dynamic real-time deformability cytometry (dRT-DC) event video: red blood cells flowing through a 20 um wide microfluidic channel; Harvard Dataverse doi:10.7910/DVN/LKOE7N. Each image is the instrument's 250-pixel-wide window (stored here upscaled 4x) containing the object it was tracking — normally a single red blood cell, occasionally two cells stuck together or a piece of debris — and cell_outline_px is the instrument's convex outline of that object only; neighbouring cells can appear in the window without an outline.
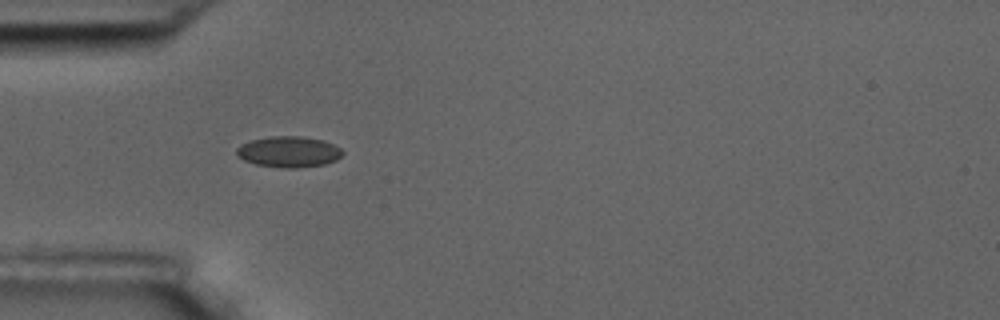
{"species": "common noctule bat (a hibernating species)", "species_latin": "Nyctalus noctula", "temperature_condition": "room temperature", "stored_images_in_passage": 2, "camera_frame_rate_fps": 3000, "um_per_image_px": 0.085, "animal": {"sex": "male", "body_mass_g": 17.5, "forearm_length_mm": 52.3}, "frame": {"image": 1, "passage_image": 1, "time_ms": 0.0, "image_size_px": [1000, 320], "cell_outline_px": [[344, 152], [336, 160], [324, 164], [296, 168], [284, 168], [256, 164], [244, 160], [236, 156], [236, 148], [240, 144], [252, 140], [268, 136], [300, 136], [324, 140], [340, 148]], "centroid_in_image_um": [24.52, 12.9], "position_along_channel_um": 60.5, "area_um2": 19.13}}